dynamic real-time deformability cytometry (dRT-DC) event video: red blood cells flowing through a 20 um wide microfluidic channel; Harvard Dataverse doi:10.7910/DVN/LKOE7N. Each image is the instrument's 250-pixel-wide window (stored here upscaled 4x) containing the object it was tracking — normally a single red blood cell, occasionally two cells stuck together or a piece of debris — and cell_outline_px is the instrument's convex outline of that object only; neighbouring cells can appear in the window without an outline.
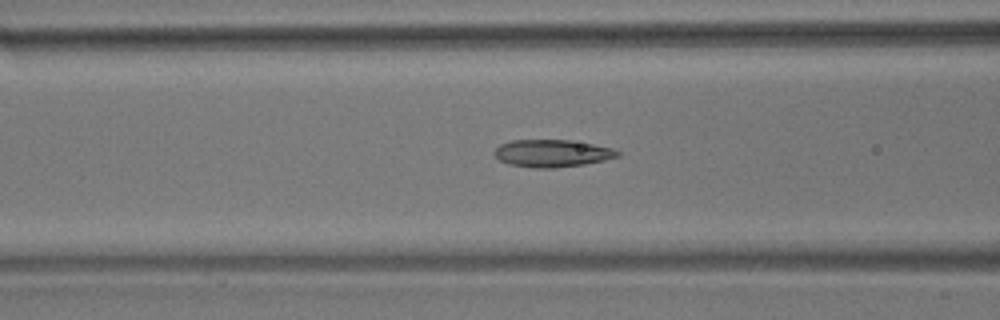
{"species": "common noctule bat (a hibernating species)", "species_latin": "Nyctalus noctula", "temperature_condition": "room temperature", "stored_images_in_passage": 56, "camera_frame_rate_fps": 3000, "um_per_image_px": 0.085, "animal": {"sex": "male", "body_mass_g": 17.9}, "frame": {"image": 1, "passage_image": 21, "time_ms": 6.667, "image_size_px": [1000, 320], "cell_outline_px": [[620, 156], [604, 160], [584, 164], [556, 168], [532, 168], [508, 164], [500, 160], [492, 152], [500, 144], [512, 140], [572, 140], [612, 148], [620, 152]], "centroid_in_image_um": [46.92, 13.03], "position_along_channel_um": 119.7, "area_um2": 19.71}}
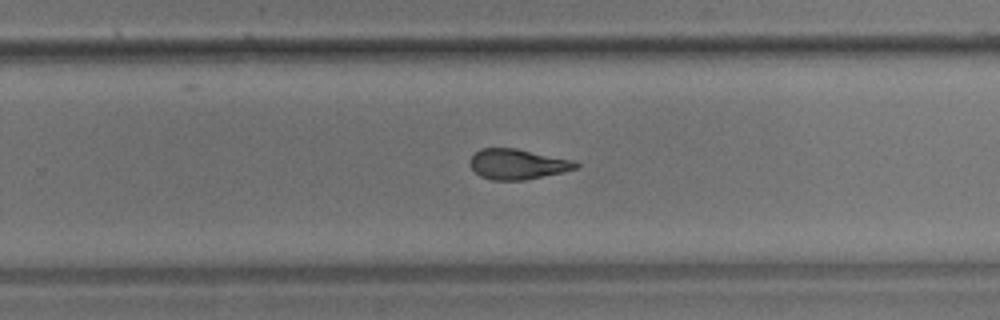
{"frame": {"image": 2, "passage_image": 35, "time_ms": 11.333, "image_size_px": [1000, 320], "cell_outline_px": [[580, 164], [576, 168], [564, 172], [524, 180], [492, 180], [480, 176], [468, 164], [468, 160], [480, 148], [516, 148], [572, 160]], "centroid_in_image_um": [43.96, 13.95], "position_along_channel_um": 285.8, "area_um2": 18.67}}
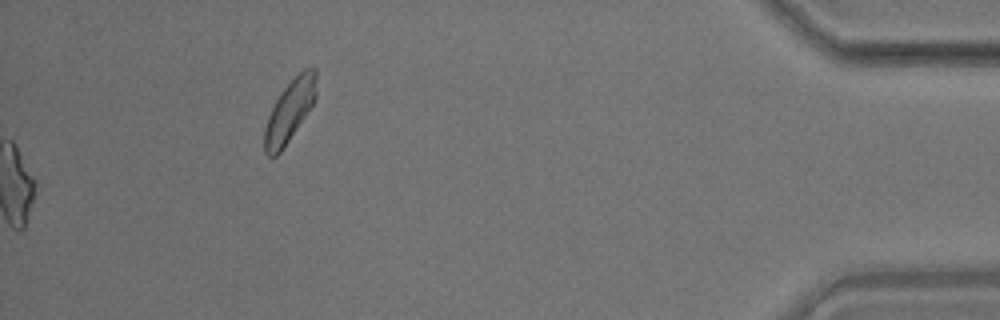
{"frame": {"image": 3, "passage_image": 56, "time_ms": 18.333, "image_size_px": [1000, 320], "cell_outline_px": [[316, 96], [312, 104], [280, 152], [276, 156], [268, 156], [264, 152], [264, 128], [268, 116], [280, 92], [304, 68], [316, 68]], "centroid_in_image_um": [24.6, 9.41], "position_along_channel_um": 410.6, "area_um2": 18.09}, "authors_computed_cell_mechanics": {"area_um2": 19.7098, "velocity_mm_per_s": 3.5683, "shape_relaxation_time_tau1_ms": 5.6683, "shape_relaxation_time_tau2_ms": 2.0059, "deformation_change_tau1": 0.16, "deformation_change_tau2": 0.0978}}